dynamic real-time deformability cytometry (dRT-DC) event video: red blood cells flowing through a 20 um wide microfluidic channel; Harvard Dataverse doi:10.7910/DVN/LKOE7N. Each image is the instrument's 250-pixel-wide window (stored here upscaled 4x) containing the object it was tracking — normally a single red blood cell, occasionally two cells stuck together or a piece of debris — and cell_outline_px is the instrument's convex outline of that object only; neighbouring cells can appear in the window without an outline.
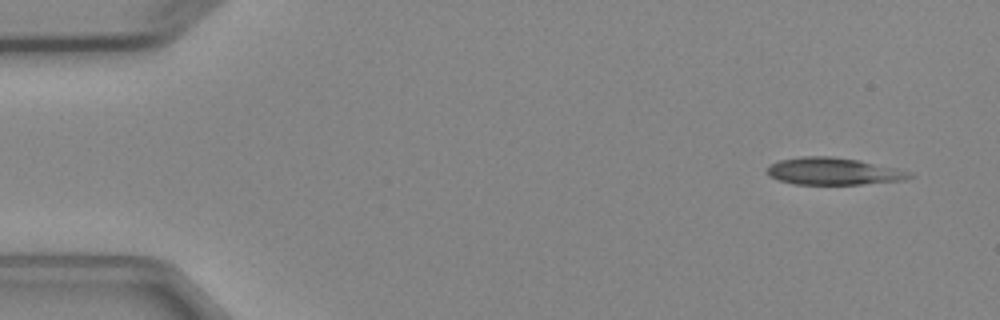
{"species": "Egyptian fruit bat (a non-hibernating species)", "species_latin": "Rousettus aegyptiacus", "temperature_condition": "cold", "stored_images_in_passage": 4, "camera_frame_rate_fps": 3000, "um_per_image_px": 0.085, "animal": {"sex": "female"}, "frame": {"image": 1, "passage_image": 1, "time_ms": 0.0, "image_size_px": [1000, 320], "cell_outline_px": [[916, 176], [904, 180], [860, 184], [792, 184], [776, 180], [768, 176], [764, 172], [772, 164], [780, 160], [800, 156], [832, 156], [860, 160], [896, 168], [912, 172]], "centroid_in_image_um": [70.83, 14.56], "position_along_channel_um": 14.2, "area_um2": 22.77}}
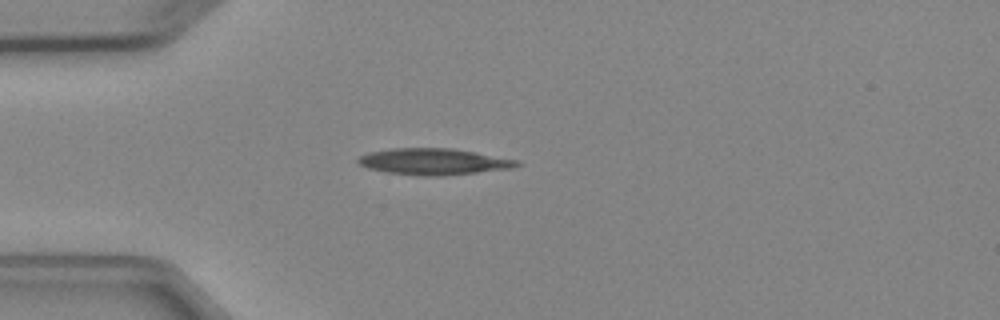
{"frame": {"image": 2, "passage_image": 4, "time_ms": 3.333, "image_size_px": [1000, 320], "cell_outline_px": [[524, 164], [516, 168], [444, 176], [424, 176], [384, 172], [368, 168], [360, 164], [356, 160], [360, 156], [368, 152], [392, 148], [452, 148], [476, 152], [516, 160]], "centroid_in_image_um": [36.89, 13.74], "position_along_channel_um": 48.1, "area_um2": 24.62}}